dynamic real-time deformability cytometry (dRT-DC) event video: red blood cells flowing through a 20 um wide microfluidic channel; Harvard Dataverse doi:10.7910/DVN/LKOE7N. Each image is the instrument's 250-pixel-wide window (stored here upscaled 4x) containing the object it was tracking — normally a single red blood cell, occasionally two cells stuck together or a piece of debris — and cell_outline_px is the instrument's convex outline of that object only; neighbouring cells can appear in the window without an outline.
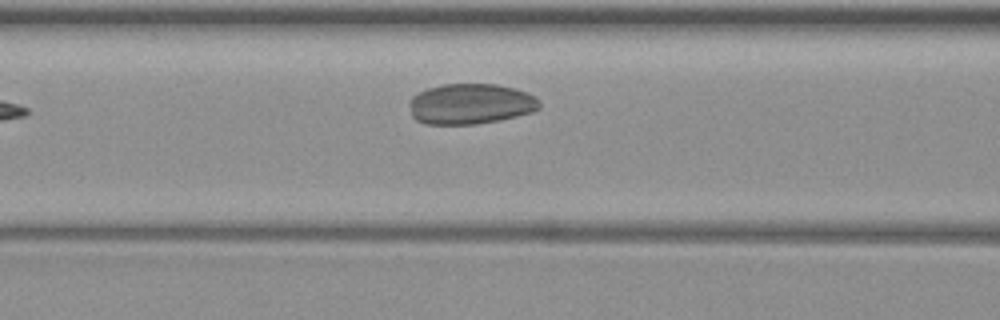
{"species": "common noctule bat (a hibernating species)", "species_latin": "Nyctalus noctula", "temperature_condition": "warm", "stored_images_in_passage": 7, "camera_frame_rate_fps": 3000, "um_per_image_px": 0.085, "animal": {"sex": "female", "body_mass_g": 19.3, "forearm_length_mm": 54.1}, "frame": {"image": 1, "passage_image": 7, "time_ms": 9.0, "image_size_px": [1000, 320], "cell_outline_px": [[540, 108], [532, 112], [500, 120], [476, 124], [424, 124], [416, 120], [412, 116], [408, 100], [412, 96], [428, 88], [444, 84], [496, 84], [516, 88], [528, 92], [536, 96], [540, 104]], "centroid_in_image_um": [40.0, 8.83], "position_along_channel_um": 126.6, "area_um2": 30.98}}